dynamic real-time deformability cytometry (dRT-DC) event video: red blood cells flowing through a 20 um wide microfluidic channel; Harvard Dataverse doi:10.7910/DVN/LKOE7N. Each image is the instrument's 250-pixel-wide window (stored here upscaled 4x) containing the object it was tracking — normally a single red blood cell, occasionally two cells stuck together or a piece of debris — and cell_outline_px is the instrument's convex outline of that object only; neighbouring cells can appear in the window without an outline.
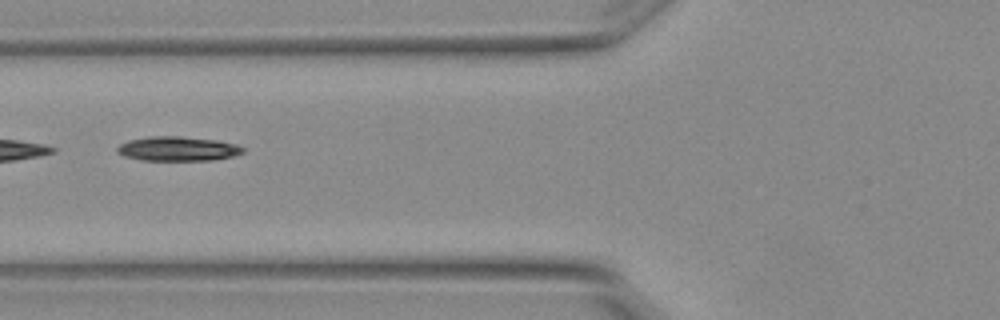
{"species": "Egyptian fruit bat (a non-hibernating species)", "species_latin": "Rousettus aegyptiacus", "temperature_condition": "warm", "stored_images_in_passage": 2, "camera_frame_rate_fps": 3000, "um_per_image_px": 0.085, "animal": {"sex": "female"}, "frame": {"image": 1, "passage_image": 2, "time_ms": 0.333, "image_size_px": [1000, 320], "cell_outline_px": [[244, 152], [232, 156], [212, 160], [140, 160], [124, 156], [116, 152], [116, 148], [120, 144], [128, 140], [148, 136], [180, 136], [216, 140], [236, 144], [244, 148]], "centroid_in_image_um": [15.07, 12.64], "position_along_channel_um": 110.7, "area_um2": 17.92}}